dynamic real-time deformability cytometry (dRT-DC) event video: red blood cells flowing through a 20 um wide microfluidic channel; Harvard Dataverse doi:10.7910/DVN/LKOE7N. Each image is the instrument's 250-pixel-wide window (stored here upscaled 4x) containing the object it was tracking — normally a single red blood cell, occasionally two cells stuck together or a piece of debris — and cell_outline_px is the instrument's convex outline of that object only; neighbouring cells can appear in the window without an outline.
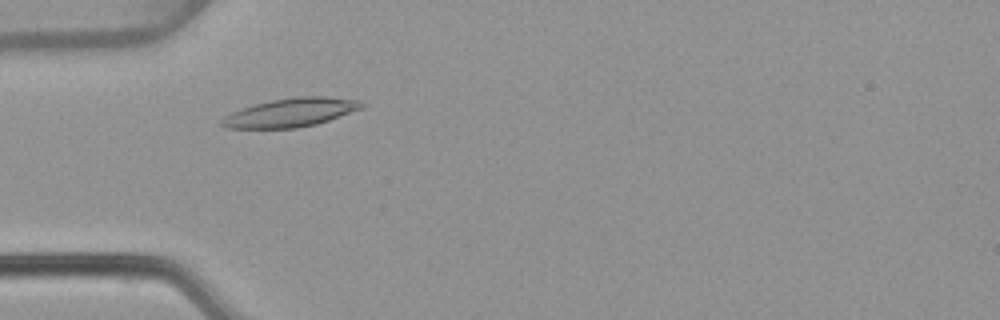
{"species": "common noctule bat (a hibernating species)", "species_latin": "Nyctalus noctula", "temperature_condition": "warm", "stored_images_in_passage": 48, "camera_frame_rate_fps": 3000, "um_per_image_px": 0.085, "animal": {"sex": "female", "body_mass_g": 22.7, "forearm_length_mm": 54.2}, "frame": {"image": 1, "passage_image": 11, "time_ms": 3.333, "image_size_px": [1000, 320], "cell_outline_px": [[364, 108], [316, 124], [296, 128], [224, 128], [220, 124], [220, 120], [224, 116], [232, 112], [256, 104], [272, 100], [292, 96], [328, 96], [360, 100], [364, 104]], "centroid_in_image_um": [24.73, 9.56], "position_along_channel_um": 60.3, "area_um2": 23.41}}
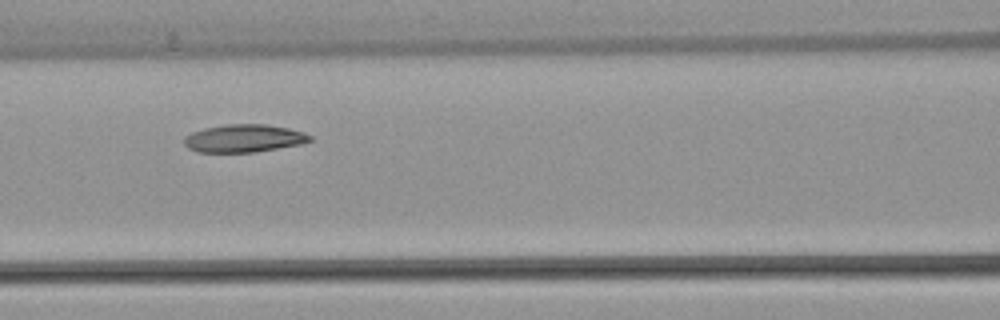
{"frame": {"image": 2, "passage_image": 18, "time_ms": 5.667, "image_size_px": [1000, 320], "cell_outline_px": [[312, 140], [304, 144], [252, 152], [196, 152], [188, 148], [184, 144], [184, 136], [192, 132], [204, 128], [224, 124], [264, 124], [288, 128], [304, 132], [312, 136]], "centroid_in_image_um": [20.73, 11.76], "position_along_channel_um": 145.9, "area_um2": 20.52}}
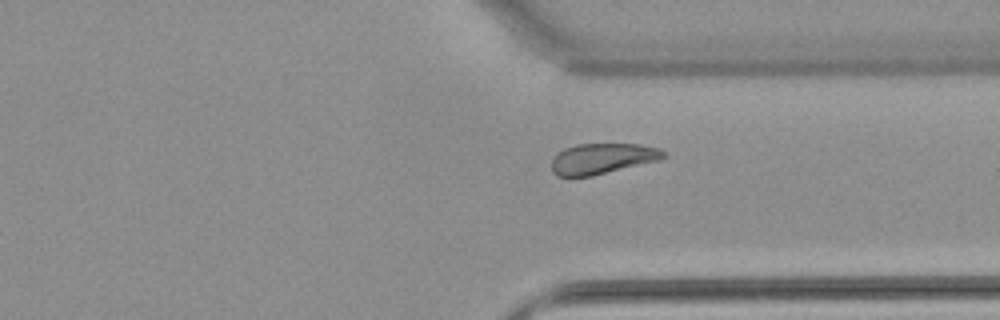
{"frame": {"image": 3, "passage_image": 35, "time_ms": 11.333, "image_size_px": [1000, 320], "cell_outline_px": [[668, 156], [660, 160], [592, 176], [556, 176], [552, 172], [552, 160], [564, 148], [576, 144], [640, 144], [660, 148]], "centroid_in_image_um": [51.23, 13.48], "position_along_channel_um": 360.2, "area_um2": 20.0}, "authors_computed_cell_mechanics": {"area_um2": 21.1837, "velocity_mm_per_s": 3.7793, "shape_relaxation_time_tau1_ms": 7.1996, "shape_relaxation_time_tau2_ms": 9.0774, "deformation_change_tau1": 0.1471, "deformation_change_tau2": 0.1474}}